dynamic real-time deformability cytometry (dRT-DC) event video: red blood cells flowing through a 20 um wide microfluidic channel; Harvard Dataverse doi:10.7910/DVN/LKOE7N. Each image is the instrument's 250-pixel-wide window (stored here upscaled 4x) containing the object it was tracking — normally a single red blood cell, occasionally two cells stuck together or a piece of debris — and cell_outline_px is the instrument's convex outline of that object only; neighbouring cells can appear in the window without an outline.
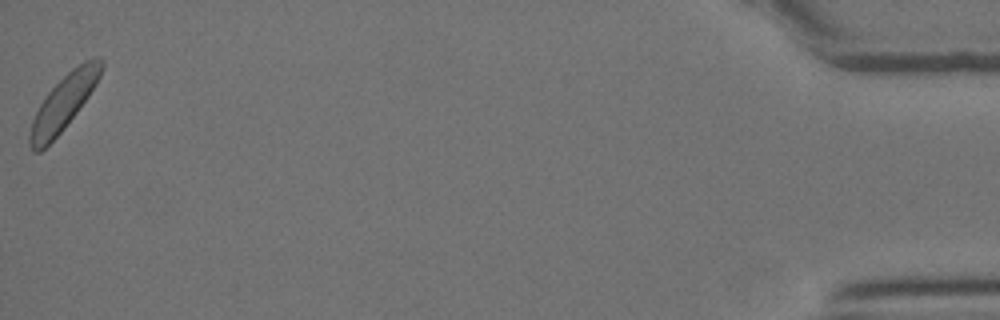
{"species": "Egyptian fruit bat (a non-hibernating species)", "species_latin": "Rousettus aegyptiacus", "temperature_condition": "room temperature", "stored_images_in_passage": 29, "camera_frame_rate_fps": 3000, "um_per_image_px": 0.085, "animal": {"sex": "female"}, "frame": {"image": 1, "passage_image": 29, "time_ms": 9.333, "image_size_px": [1000, 320], "cell_outline_px": [[104, 68], [96, 84], [88, 96], [64, 128], [40, 152], [32, 152], [28, 144], [28, 136], [32, 120], [44, 96], [72, 68], [84, 60], [92, 56], [100, 56], [104, 60]], "centroid_in_image_um": [5.42, 8.69], "position_along_channel_um": 429.8, "area_um2": 22.89}}